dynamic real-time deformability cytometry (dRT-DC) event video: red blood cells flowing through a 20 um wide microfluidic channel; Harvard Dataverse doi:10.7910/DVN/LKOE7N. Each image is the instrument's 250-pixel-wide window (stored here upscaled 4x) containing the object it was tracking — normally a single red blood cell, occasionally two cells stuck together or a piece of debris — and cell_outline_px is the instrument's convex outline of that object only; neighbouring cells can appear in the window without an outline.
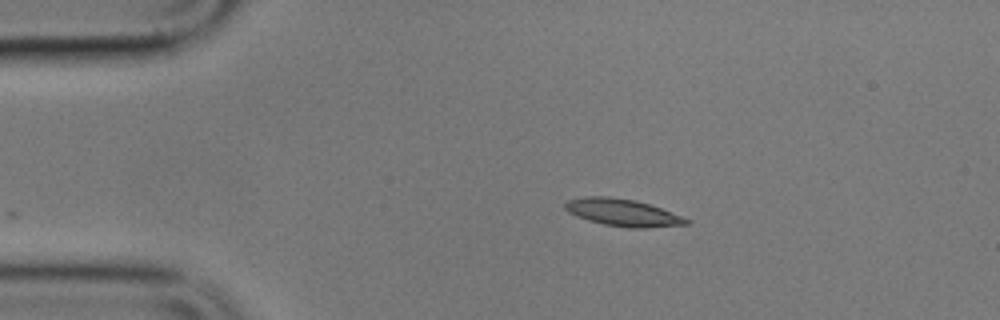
{"species": "common noctule bat (a hibernating species)", "species_latin": "Nyctalus noctula", "temperature_condition": "cold", "stored_images_in_passage": 4, "camera_frame_rate_fps": 3000, "um_per_image_px": 0.085, "animal": {"sex": "male", "body_mass_g": 17.9}, "frame": {"image": 1, "passage_image": 4, "time_ms": 3.333, "image_size_px": [1000, 320], "cell_outline_px": [[692, 224], [644, 228], [628, 228], [604, 224], [588, 220], [576, 216], [568, 212], [564, 208], [564, 204], [568, 200], [588, 196], [608, 196], [636, 200], [660, 208], [692, 220]], "centroid_in_image_um": [52.95, 18.07], "position_along_channel_um": 32.1, "area_um2": 19.25}}